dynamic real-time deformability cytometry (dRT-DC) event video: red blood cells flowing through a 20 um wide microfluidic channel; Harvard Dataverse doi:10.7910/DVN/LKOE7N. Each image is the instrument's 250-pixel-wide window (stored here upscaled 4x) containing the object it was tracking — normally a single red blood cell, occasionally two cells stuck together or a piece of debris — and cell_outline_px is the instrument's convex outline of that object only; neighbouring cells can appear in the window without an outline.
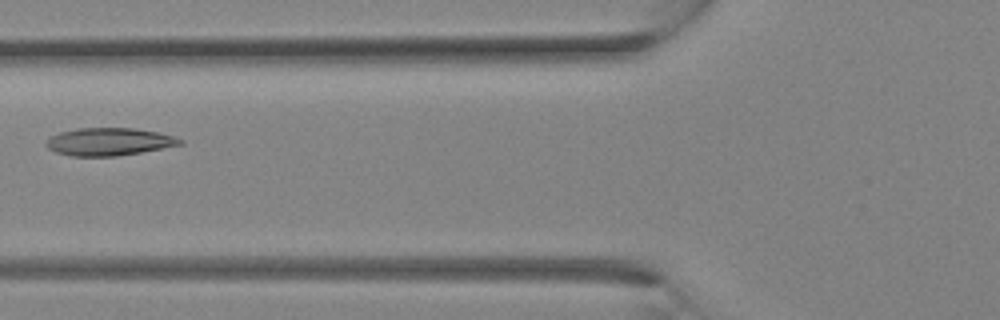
{"species": "Egyptian fruit bat (a non-hibernating species)", "species_latin": "Rousettus aegyptiacus", "temperature_condition": "room temperature", "stored_images_in_passage": 18, "camera_frame_rate_fps": 3000, "um_per_image_px": 0.085, "animal": {"sex": "female"}, "frame": {"image": 1, "passage_image": 13, "time_ms": 4.0, "image_size_px": [1000, 320], "cell_outline_px": [[184, 144], [140, 152], [116, 156], [72, 156], [56, 152], [48, 148], [44, 144], [52, 136], [60, 132], [76, 128], [132, 128], [156, 132], [172, 136], [184, 140]], "centroid_in_image_um": [9.26, 12.04], "position_along_channel_um": 116.5, "area_um2": 21.39}}
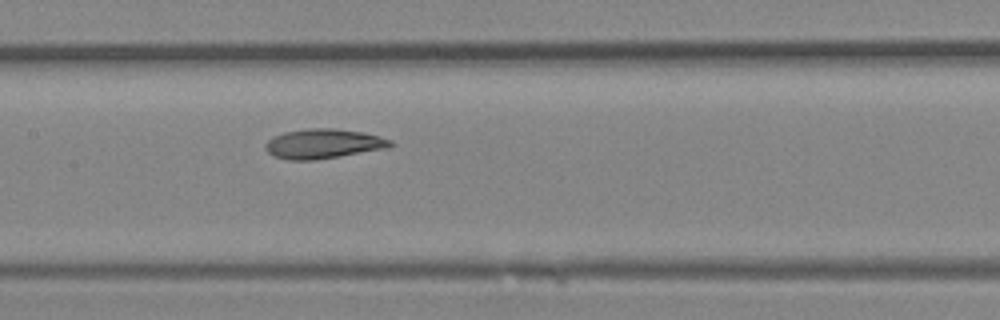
{"frame": {"image": 2, "passage_image": 16, "time_ms": 5.0, "image_size_px": [1000, 320], "cell_outline_px": [[396, 144], [388, 148], [316, 160], [288, 160], [276, 156], [268, 152], [264, 148], [264, 144], [272, 136], [284, 132], [308, 128], [336, 128], [364, 132], [380, 136], [392, 140]], "centroid_in_image_um": [27.51, 12.21], "position_along_channel_um": 179.9, "area_um2": 21.85}}
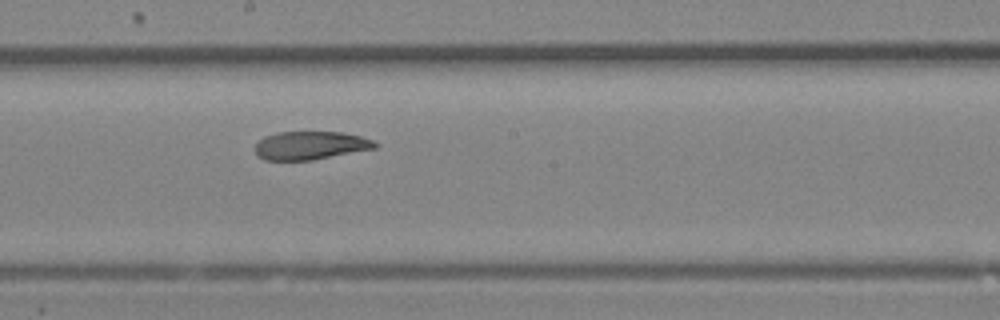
{"frame": {"image": 3, "passage_image": 18, "time_ms": 5.667, "image_size_px": [1000, 320], "cell_outline_px": [[376, 148], [312, 160], [264, 160], [256, 156], [256, 144], [264, 136], [276, 132], [344, 132], [360, 136], [372, 140], [376, 144]], "centroid_in_image_um": [26.35, 12.36], "position_along_channel_um": 221.8, "area_um2": 19.71}}